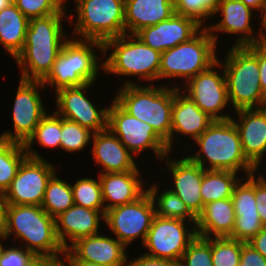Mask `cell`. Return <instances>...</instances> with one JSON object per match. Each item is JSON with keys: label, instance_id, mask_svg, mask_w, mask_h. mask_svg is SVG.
Segmentation results:
<instances>
[{"label": "cell", "instance_id": "obj_42", "mask_svg": "<svg viewBox=\"0 0 266 266\" xmlns=\"http://www.w3.org/2000/svg\"><path fill=\"white\" fill-rule=\"evenodd\" d=\"M255 200L261 223L266 227V172H255Z\"/></svg>", "mask_w": 266, "mask_h": 266}, {"label": "cell", "instance_id": "obj_7", "mask_svg": "<svg viewBox=\"0 0 266 266\" xmlns=\"http://www.w3.org/2000/svg\"><path fill=\"white\" fill-rule=\"evenodd\" d=\"M220 50L209 30L202 28L189 41L161 53L158 81L166 80L168 82H163L164 85L180 89L191 78L215 64L218 53H222Z\"/></svg>", "mask_w": 266, "mask_h": 266}, {"label": "cell", "instance_id": "obj_31", "mask_svg": "<svg viewBox=\"0 0 266 266\" xmlns=\"http://www.w3.org/2000/svg\"><path fill=\"white\" fill-rule=\"evenodd\" d=\"M151 180L152 183L149 184L150 186L147 183V192L153 200L155 215L163 218L197 222V218L188 210L185 203L177 194L168 189L164 183L160 185V180ZM162 185L163 188H161Z\"/></svg>", "mask_w": 266, "mask_h": 266}, {"label": "cell", "instance_id": "obj_32", "mask_svg": "<svg viewBox=\"0 0 266 266\" xmlns=\"http://www.w3.org/2000/svg\"><path fill=\"white\" fill-rule=\"evenodd\" d=\"M242 177L232 171L204 170L200 187L202 210L207 203L231 198L235 185Z\"/></svg>", "mask_w": 266, "mask_h": 266}, {"label": "cell", "instance_id": "obj_36", "mask_svg": "<svg viewBox=\"0 0 266 266\" xmlns=\"http://www.w3.org/2000/svg\"><path fill=\"white\" fill-rule=\"evenodd\" d=\"M61 141L60 149L67 153H76L86 150L91 146L93 132L86 127L80 126L78 123L64 119L61 117Z\"/></svg>", "mask_w": 266, "mask_h": 266}, {"label": "cell", "instance_id": "obj_21", "mask_svg": "<svg viewBox=\"0 0 266 266\" xmlns=\"http://www.w3.org/2000/svg\"><path fill=\"white\" fill-rule=\"evenodd\" d=\"M231 200L236 218L229 238L247 243L264 227L256 208L255 172L239 180Z\"/></svg>", "mask_w": 266, "mask_h": 266}, {"label": "cell", "instance_id": "obj_2", "mask_svg": "<svg viewBox=\"0 0 266 266\" xmlns=\"http://www.w3.org/2000/svg\"><path fill=\"white\" fill-rule=\"evenodd\" d=\"M190 145L184 148L183 154L204 170L232 171L244 177L257 171L245 157L238 130L231 119L213 121ZM188 147L192 148L188 150Z\"/></svg>", "mask_w": 266, "mask_h": 266}, {"label": "cell", "instance_id": "obj_24", "mask_svg": "<svg viewBox=\"0 0 266 266\" xmlns=\"http://www.w3.org/2000/svg\"><path fill=\"white\" fill-rule=\"evenodd\" d=\"M89 150L92 161L100 166L98 174L141 170V163L108 128L93 134Z\"/></svg>", "mask_w": 266, "mask_h": 266}, {"label": "cell", "instance_id": "obj_47", "mask_svg": "<svg viewBox=\"0 0 266 266\" xmlns=\"http://www.w3.org/2000/svg\"><path fill=\"white\" fill-rule=\"evenodd\" d=\"M240 1H242L247 7L256 11L257 14L259 12V16L262 20L265 18L266 0H240Z\"/></svg>", "mask_w": 266, "mask_h": 266}, {"label": "cell", "instance_id": "obj_34", "mask_svg": "<svg viewBox=\"0 0 266 266\" xmlns=\"http://www.w3.org/2000/svg\"><path fill=\"white\" fill-rule=\"evenodd\" d=\"M28 157L24 145L0 138V190L5 192L22 162Z\"/></svg>", "mask_w": 266, "mask_h": 266}, {"label": "cell", "instance_id": "obj_52", "mask_svg": "<svg viewBox=\"0 0 266 266\" xmlns=\"http://www.w3.org/2000/svg\"><path fill=\"white\" fill-rule=\"evenodd\" d=\"M13 4V0H0V11Z\"/></svg>", "mask_w": 266, "mask_h": 266}, {"label": "cell", "instance_id": "obj_46", "mask_svg": "<svg viewBox=\"0 0 266 266\" xmlns=\"http://www.w3.org/2000/svg\"><path fill=\"white\" fill-rule=\"evenodd\" d=\"M263 257L266 258V227H263L250 241L247 242Z\"/></svg>", "mask_w": 266, "mask_h": 266}, {"label": "cell", "instance_id": "obj_50", "mask_svg": "<svg viewBox=\"0 0 266 266\" xmlns=\"http://www.w3.org/2000/svg\"><path fill=\"white\" fill-rule=\"evenodd\" d=\"M69 266H107L83 260H66Z\"/></svg>", "mask_w": 266, "mask_h": 266}, {"label": "cell", "instance_id": "obj_28", "mask_svg": "<svg viewBox=\"0 0 266 266\" xmlns=\"http://www.w3.org/2000/svg\"><path fill=\"white\" fill-rule=\"evenodd\" d=\"M235 218L231 198L207 203L197 217V236L202 238L229 237L233 231Z\"/></svg>", "mask_w": 266, "mask_h": 266}, {"label": "cell", "instance_id": "obj_22", "mask_svg": "<svg viewBox=\"0 0 266 266\" xmlns=\"http://www.w3.org/2000/svg\"><path fill=\"white\" fill-rule=\"evenodd\" d=\"M232 114L237 115L236 118L232 116L230 119L238 130L245 157L257 170L265 169L266 118L264 114L259 108L241 109Z\"/></svg>", "mask_w": 266, "mask_h": 266}, {"label": "cell", "instance_id": "obj_1", "mask_svg": "<svg viewBox=\"0 0 266 266\" xmlns=\"http://www.w3.org/2000/svg\"><path fill=\"white\" fill-rule=\"evenodd\" d=\"M66 23H69L67 12L29 20L24 47L14 59L20 71L19 79L42 81L48 75L62 45L70 37Z\"/></svg>", "mask_w": 266, "mask_h": 266}, {"label": "cell", "instance_id": "obj_44", "mask_svg": "<svg viewBox=\"0 0 266 266\" xmlns=\"http://www.w3.org/2000/svg\"><path fill=\"white\" fill-rule=\"evenodd\" d=\"M239 266H266V258L250 244L242 242Z\"/></svg>", "mask_w": 266, "mask_h": 266}, {"label": "cell", "instance_id": "obj_43", "mask_svg": "<svg viewBox=\"0 0 266 266\" xmlns=\"http://www.w3.org/2000/svg\"><path fill=\"white\" fill-rule=\"evenodd\" d=\"M129 254L130 253L127 255L125 266H178L177 262L168 259L151 257L144 253L136 255L135 258L129 257Z\"/></svg>", "mask_w": 266, "mask_h": 266}, {"label": "cell", "instance_id": "obj_29", "mask_svg": "<svg viewBox=\"0 0 266 266\" xmlns=\"http://www.w3.org/2000/svg\"><path fill=\"white\" fill-rule=\"evenodd\" d=\"M29 19L13 3L0 11V47L13 58L22 51Z\"/></svg>", "mask_w": 266, "mask_h": 266}, {"label": "cell", "instance_id": "obj_37", "mask_svg": "<svg viewBox=\"0 0 266 266\" xmlns=\"http://www.w3.org/2000/svg\"><path fill=\"white\" fill-rule=\"evenodd\" d=\"M218 3L219 0H174V12L192 18L206 28L217 10Z\"/></svg>", "mask_w": 266, "mask_h": 266}, {"label": "cell", "instance_id": "obj_6", "mask_svg": "<svg viewBox=\"0 0 266 266\" xmlns=\"http://www.w3.org/2000/svg\"><path fill=\"white\" fill-rule=\"evenodd\" d=\"M228 49V50H227ZM223 49L218 62L225 73L228 99L233 111L259 108L266 100L260 83L258 42Z\"/></svg>", "mask_w": 266, "mask_h": 266}, {"label": "cell", "instance_id": "obj_10", "mask_svg": "<svg viewBox=\"0 0 266 266\" xmlns=\"http://www.w3.org/2000/svg\"><path fill=\"white\" fill-rule=\"evenodd\" d=\"M218 16L221 17L218 22L213 21L206 27L218 47L224 34L234 37V40L229 38L233 41L229 43L232 44L231 46H249L264 40L263 20L259 14L247 7L242 1L219 0L217 10L213 13L212 18ZM254 17L257 21H254ZM253 21L254 23L257 22L258 25L254 24Z\"/></svg>", "mask_w": 266, "mask_h": 266}, {"label": "cell", "instance_id": "obj_55", "mask_svg": "<svg viewBox=\"0 0 266 266\" xmlns=\"http://www.w3.org/2000/svg\"><path fill=\"white\" fill-rule=\"evenodd\" d=\"M263 22H264V24L266 23V15H265V18L263 19Z\"/></svg>", "mask_w": 266, "mask_h": 266}, {"label": "cell", "instance_id": "obj_45", "mask_svg": "<svg viewBox=\"0 0 266 266\" xmlns=\"http://www.w3.org/2000/svg\"><path fill=\"white\" fill-rule=\"evenodd\" d=\"M258 61L260 69V83L266 99V40L258 42Z\"/></svg>", "mask_w": 266, "mask_h": 266}, {"label": "cell", "instance_id": "obj_4", "mask_svg": "<svg viewBox=\"0 0 266 266\" xmlns=\"http://www.w3.org/2000/svg\"><path fill=\"white\" fill-rule=\"evenodd\" d=\"M160 59L161 53L147 46L135 34L125 33L103 44V72L107 77L115 75L119 80L125 76L119 86L155 84L156 81L161 84L158 83Z\"/></svg>", "mask_w": 266, "mask_h": 266}, {"label": "cell", "instance_id": "obj_14", "mask_svg": "<svg viewBox=\"0 0 266 266\" xmlns=\"http://www.w3.org/2000/svg\"><path fill=\"white\" fill-rule=\"evenodd\" d=\"M155 216L153 200L146 191L136 201L113 207L105 212L104 226L111 235L129 248L137 239L143 245Z\"/></svg>", "mask_w": 266, "mask_h": 266}, {"label": "cell", "instance_id": "obj_18", "mask_svg": "<svg viewBox=\"0 0 266 266\" xmlns=\"http://www.w3.org/2000/svg\"><path fill=\"white\" fill-rule=\"evenodd\" d=\"M179 152H175L172 156L169 152L162 161H159L160 164L166 166V171L164 175L169 176L167 181L164 182L168 189L173 193L177 194L179 198L185 203L188 210L197 218L202 213V198L200 194L201 190V181L204 174V169L198 164L192 162L185 154L183 155V150L180 148ZM182 155V156H181ZM175 156V157H174ZM184 156V157H183ZM173 157V158H172ZM178 157V158H177ZM166 172H170L168 175Z\"/></svg>", "mask_w": 266, "mask_h": 266}, {"label": "cell", "instance_id": "obj_25", "mask_svg": "<svg viewBox=\"0 0 266 266\" xmlns=\"http://www.w3.org/2000/svg\"><path fill=\"white\" fill-rule=\"evenodd\" d=\"M104 220L101 211L74 204L55 218L56 236L65 250L80 238L99 234Z\"/></svg>", "mask_w": 266, "mask_h": 266}, {"label": "cell", "instance_id": "obj_51", "mask_svg": "<svg viewBox=\"0 0 266 266\" xmlns=\"http://www.w3.org/2000/svg\"><path fill=\"white\" fill-rule=\"evenodd\" d=\"M72 1H73V2H72ZM72 1L70 2V0H57L60 9H61L62 11L67 12V13L71 12V11L68 10L69 7H70V3H71V5H72V3H75L74 5L76 6V5H77L80 1H82V0H72ZM66 2H67V3H66ZM67 4H68V5H67ZM68 6H69V7H68ZM67 8H68V9H67Z\"/></svg>", "mask_w": 266, "mask_h": 266}, {"label": "cell", "instance_id": "obj_13", "mask_svg": "<svg viewBox=\"0 0 266 266\" xmlns=\"http://www.w3.org/2000/svg\"><path fill=\"white\" fill-rule=\"evenodd\" d=\"M196 236V222L155 215L142 250L145 248L148 256L179 263Z\"/></svg>", "mask_w": 266, "mask_h": 266}, {"label": "cell", "instance_id": "obj_23", "mask_svg": "<svg viewBox=\"0 0 266 266\" xmlns=\"http://www.w3.org/2000/svg\"><path fill=\"white\" fill-rule=\"evenodd\" d=\"M203 27L194 19L174 13L169 19L140 29L135 35L160 53L189 41Z\"/></svg>", "mask_w": 266, "mask_h": 266}, {"label": "cell", "instance_id": "obj_38", "mask_svg": "<svg viewBox=\"0 0 266 266\" xmlns=\"http://www.w3.org/2000/svg\"><path fill=\"white\" fill-rule=\"evenodd\" d=\"M242 241L229 237L211 238L213 266H239Z\"/></svg>", "mask_w": 266, "mask_h": 266}, {"label": "cell", "instance_id": "obj_26", "mask_svg": "<svg viewBox=\"0 0 266 266\" xmlns=\"http://www.w3.org/2000/svg\"><path fill=\"white\" fill-rule=\"evenodd\" d=\"M141 170L99 175L105 211L136 201L147 191L148 181Z\"/></svg>", "mask_w": 266, "mask_h": 266}, {"label": "cell", "instance_id": "obj_19", "mask_svg": "<svg viewBox=\"0 0 266 266\" xmlns=\"http://www.w3.org/2000/svg\"><path fill=\"white\" fill-rule=\"evenodd\" d=\"M213 121L188 95L181 89L175 88L171 115V136L166 142L168 151L174 154L176 151L173 149L174 145L177 143L176 146L178 147L179 142L183 143L182 140H185L184 145H188L185 144L187 139L194 142ZM184 137L185 139H183Z\"/></svg>", "mask_w": 266, "mask_h": 266}, {"label": "cell", "instance_id": "obj_8", "mask_svg": "<svg viewBox=\"0 0 266 266\" xmlns=\"http://www.w3.org/2000/svg\"><path fill=\"white\" fill-rule=\"evenodd\" d=\"M115 89L113 99L126 112L151 125L165 142L170 139L174 87L164 84H133Z\"/></svg>", "mask_w": 266, "mask_h": 266}, {"label": "cell", "instance_id": "obj_49", "mask_svg": "<svg viewBox=\"0 0 266 266\" xmlns=\"http://www.w3.org/2000/svg\"><path fill=\"white\" fill-rule=\"evenodd\" d=\"M6 207H7V202H6L5 192L0 190V233L5 223Z\"/></svg>", "mask_w": 266, "mask_h": 266}, {"label": "cell", "instance_id": "obj_33", "mask_svg": "<svg viewBox=\"0 0 266 266\" xmlns=\"http://www.w3.org/2000/svg\"><path fill=\"white\" fill-rule=\"evenodd\" d=\"M56 172L48 181L41 207L53 218L74 205L71 181ZM60 177V178H59Z\"/></svg>", "mask_w": 266, "mask_h": 266}, {"label": "cell", "instance_id": "obj_53", "mask_svg": "<svg viewBox=\"0 0 266 266\" xmlns=\"http://www.w3.org/2000/svg\"><path fill=\"white\" fill-rule=\"evenodd\" d=\"M259 109L262 111L266 118V100L260 105Z\"/></svg>", "mask_w": 266, "mask_h": 266}, {"label": "cell", "instance_id": "obj_40", "mask_svg": "<svg viewBox=\"0 0 266 266\" xmlns=\"http://www.w3.org/2000/svg\"><path fill=\"white\" fill-rule=\"evenodd\" d=\"M3 243L0 239V266H33L39 260L32 251L22 246L12 243L7 247Z\"/></svg>", "mask_w": 266, "mask_h": 266}, {"label": "cell", "instance_id": "obj_35", "mask_svg": "<svg viewBox=\"0 0 266 266\" xmlns=\"http://www.w3.org/2000/svg\"><path fill=\"white\" fill-rule=\"evenodd\" d=\"M97 176L93 178L82 175L83 178L77 177L75 183L72 181L73 200L76 205L101 211L105 215L100 179Z\"/></svg>", "mask_w": 266, "mask_h": 266}, {"label": "cell", "instance_id": "obj_17", "mask_svg": "<svg viewBox=\"0 0 266 266\" xmlns=\"http://www.w3.org/2000/svg\"><path fill=\"white\" fill-rule=\"evenodd\" d=\"M52 163L50 159L27 157L5 191L7 205L41 206L48 181L59 172Z\"/></svg>", "mask_w": 266, "mask_h": 266}, {"label": "cell", "instance_id": "obj_16", "mask_svg": "<svg viewBox=\"0 0 266 266\" xmlns=\"http://www.w3.org/2000/svg\"><path fill=\"white\" fill-rule=\"evenodd\" d=\"M96 83H87L84 86L63 88L53 93L55 112L64 119L78 123L93 133L107 129L109 104L99 106L93 102L88 90ZM89 95V96H88Z\"/></svg>", "mask_w": 266, "mask_h": 266}, {"label": "cell", "instance_id": "obj_11", "mask_svg": "<svg viewBox=\"0 0 266 266\" xmlns=\"http://www.w3.org/2000/svg\"><path fill=\"white\" fill-rule=\"evenodd\" d=\"M107 128L138 160L143 154L146 156L145 152L148 153V150L151 155H155V160L160 161L169 153L167 143L151 125L126 112L112 97L108 108Z\"/></svg>", "mask_w": 266, "mask_h": 266}, {"label": "cell", "instance_id": "obj_54", "mask_svg": "<svg viewBox=\"0 0 266 266\" xmlns=\"http://www.w3.org/2000/svg\"><path fill=\"white\" fill-rule=\"evenodd\" d=\"M264 40H266V23L264 24Z\"/></svg>", "mask_w": 266, "mask_h": 266}, {"label": "cell", "instance_id": "obj_20", "mask_svg": "<svg viewBox=\"0 0 266 266\" xmlns=\"http://www.w3.org/2000/svg\"><path fill=\"white\" fill-rule=\"evenodd\" d=\"M76 240L62 255L66 260H83L107 266H125L128 249L110 233Z\"/></svg>", "mask_w": 266, "mask_h": 266}, {"label": "cell", "instance_id": "obj_48", "mask_svg": "<svg viewBox=\"0 0 266 266\" xmlns=\"http://www.w3.org/2000/svg\"><path fill=\"white\" fill-rule=\"evenodd\" d=\"M33 266H69L66 259L59 258H40Z\"/></svg>", "mask_w": 266, "mask_h": 266}, {"label": "cell", "instance_id": "obj_5", "mask_svg": "<svg viewBox=\"0 0 266 266\" xmlns=\"http://www.w3.org/2000/svg\"><path fill=\"white\" fill-rule=\"evenodd\" d=\"M101 71H104L103 43L70 36L42 84L46 89L53 88L51 92L55 93L63 88L96 83L100 74L103 75Z\"/></svg>", "mask_w": 266, "mask_h": 266}, {"label": "cell", "instance_id": "obj_15", "mask_svg": "<svg viewBox=\"0 0 266 266\" xmlns=\"http://www.w3.org/2000/svg\"><path fill=\"white\" fill-rule=\"evenodd\" d=\"M180 89L214 121H225L232 117L225 73L218 61Z\"/></svg>", "mask_w": 266, "mask_h": 266}, {"label": "cell", "instance_id": "obj_39", "mask_svg": "<svg viewBox=\"0 0 266 266\" xmlns=\"http://www.w3.org/2000/svg\"><path fill=\"white\" fill-rule=\"evenodd\" d=\"M178 266H213L211 238H196L188 245Z\"/></svg>", "mask_w": 266, "mask_h": 266}, {"label": "cell", "instance_id": "obj_3", "mask_svg": "<svg viewBox=\"0 0 266 266\" xmlns=\"http://www.w3.org/2000/svg\"><path fill=\"white\" fill-rule=\"evenodd\" d=\"M0 239L5 243L9 239L15 244V240L19 241L18 245L32 251L39 259L59 258L64 254L56 236L55 218L41 206L7 205Z\"/></svg>", "mask_w": 266, "mask_h": 266}, {"label": "cell", "instance_id": "obj_30", "mask_svg": "<svg viewBox=\"0 0 266 266\" xmlns=\"http://www.w3.org/2000/svg\"><path fill=\"white\" fill-rule=\"evenodd\" d=\"M61 116L55 111L49 110V112L42 118L33 134L23 144L28 157L33 159H47L44 154L40 153L39 149H33L35 143L38 146L48 150L56 149L60 153V141H61ZM34 145V146H33Z\"/></svg>", "mask_w": 266, "mask_h": 266}, {"label": "cell", "instance_id": "obj_27", "mask_svg": "<svg viewBox=\"0 0 266 266\" xmlns=\"http://www.w3.org/2000/svg\"><path fill=\"white\" fill-rule=\"evenodd\" d=\"M125 33L135 34L142 28L169 19L174 12V0H125Z\"/></svg>", "mask_w": 266, "mask_h": 266}, {"label": "cell", "instance_id": "obj_9", "mask_svg": "<svg viewBox=\"0 0 266 266\" xmlns=\"http://www.w3.org/2000/svg\"><path fill=\"white\" fill-rule=\"evenodd\" d=\"M124 6L125 0L80 1L72 9L75 14L68 13V28L72 30L70 36L104 44L109 39L125 34Z\"/></svg>", "mask_w": 266, "mask_h": 266}, {"label": "cell", "instance_id": "obj_12", "mask_svg": "<svg viewBox=\"0 0 266 266\" xmlns=\"http://www.w3.org/2000/svg\"><path fill=\"white\" fill-rule=\"evenodd\" d=\"M18 83L15 98L12 100V111L10 110L9 114L12 130L0 132V138L24 144L49 112V107L43 104L45 101L41 95L48 90H45L42 81L20 79Z\"/></svg>", "mask_w": 266, "mask_h": 266}, {"label": "cell", "instance_id": "obj_41", "mask_svg": "<svg viewBox=\"0 0 266 266\" xmlns=\"http://www.w3.org/2000/svg\"><path fill=\"white\" fill-rule=\"evenodd\" d=\"M13 3L29 20L65 12L60 9L57 0H13Z\"/></svg>", "mask_w": 266, "mask_h": 266}]
</instances>
